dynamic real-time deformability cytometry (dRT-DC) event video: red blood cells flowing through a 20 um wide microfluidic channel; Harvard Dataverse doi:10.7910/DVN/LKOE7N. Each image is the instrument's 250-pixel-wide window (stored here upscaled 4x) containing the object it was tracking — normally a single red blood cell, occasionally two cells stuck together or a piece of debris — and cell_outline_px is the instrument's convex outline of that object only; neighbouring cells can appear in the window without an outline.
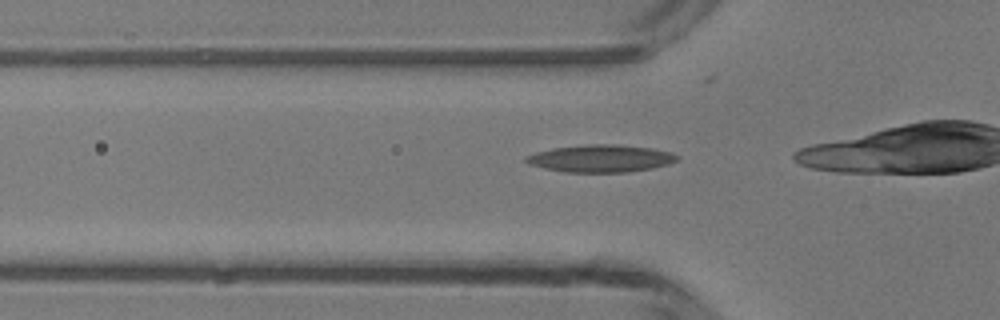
{"species": "common noctule bat (a hibernating species)", "species_latin": "Nyctalus noctula", "temperature_condition": "room temperature", "stored_images_in_passage": 34, "camera_frame_rate_fps": 3000, "um_per_image_px": 0.085, "animal": {"sex": "male", "body_mass_g": 13.3}, "frame": {"image": 1, "passage_image": 12, "time_ms": 3.667, "image_size_px": [1000, 320], "cell_outline_px": [[680, 156], [676, 160], [668, 164], [652, 168], [628, 172], [564, 172], [544, 168], [528, 164], [524, 160], [524, 156], [536, 152], [552, 148], [588, 144], [620, 144], [652, 148], [672, 152]], "centroid_in_image_um": [51.05, 13.46], "position_along_channel_um": 74.8, "area_um2": 24.28}}
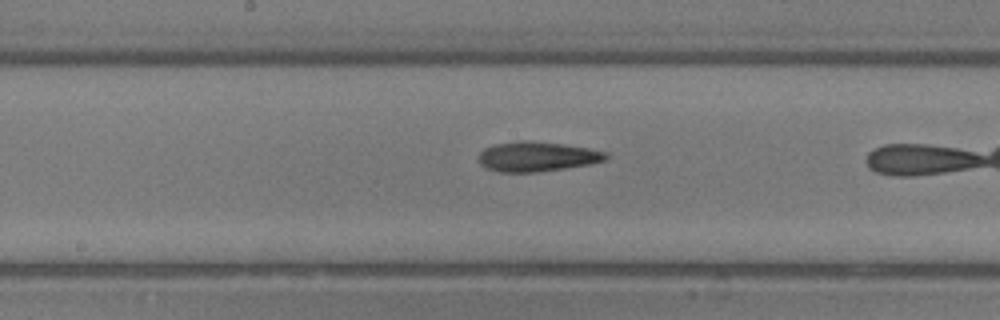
{"frame": {"image": 2, "passage_image": 21, "time_ms": 6.667, "image_size_px": [1000, 320], "cell_outline_px": [[608, 156], [604, 160], [588, 164], [540, 172], [500, 172], [488, 168], [480, 164], [480, 152], [484, 148], [496, 144], [516, 140], [532, 140], [588, 148], [608, 152]], "centroid_in_image_um": [45.63, 13.3], "position_along_channel_um": 202.6, "area_um2": 21.96}}
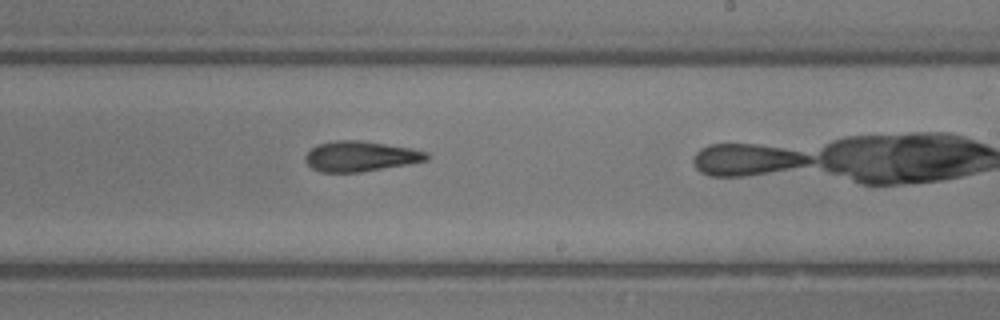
{"frame": {"image": 3, "passage_image": 25, "time_ms": 8.0, "image_size_px": [1000, 320], "cell_outline_px": [[428, 160], [408, 164], [360, 172], [320, 172], [312, 168], [304, 160], [304, 156], [316, 144], [336, 140], [360, 140], [412, 148], [428, 152]], "centroid_in_image_um": [30.62, 13.28], "position_along_channel_um": 258.4, "area_um2": 21.44}}